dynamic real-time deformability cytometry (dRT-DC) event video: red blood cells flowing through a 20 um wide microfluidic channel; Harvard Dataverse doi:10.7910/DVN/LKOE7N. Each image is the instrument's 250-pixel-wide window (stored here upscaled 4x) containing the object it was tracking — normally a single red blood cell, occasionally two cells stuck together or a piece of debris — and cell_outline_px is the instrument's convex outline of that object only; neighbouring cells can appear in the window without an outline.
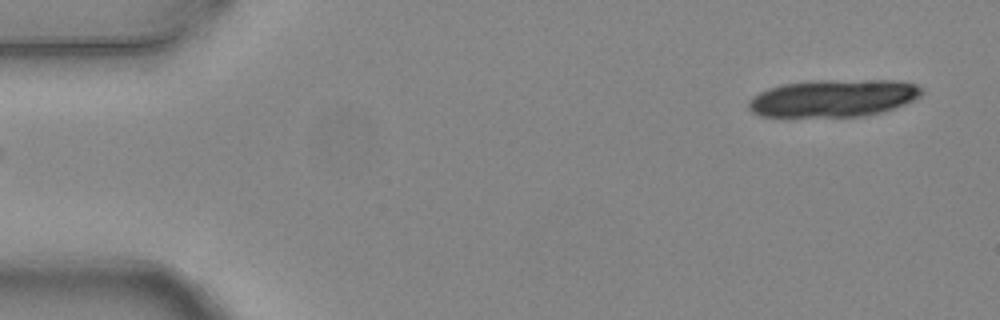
{"species": "common noctule bat (a hibernating species)", "species_latin": "Nyctalus noctula", "temperature_condition": "warm", "stored_images_in_passage": 6, "segment_of_instrument_passage": [2, 2], "camera_frame_rate_fps": 3000, "um_per_image_px": 0.085, "animal": {"sex": "female", "body_mass_g": 24.6, "forearm_length_mm": 56.2}, "frame": {"image": 1, "passage_image": 6, "time_ms": 1.667, "image_size_px": [1000, 320], "cell_outline_px": [[924, 92], [916, 100], [884, 112], [864, 116], [760, 116], [752, 112], [748, 108], [748, 100], [752, 96], [768, 88], [784, 84], [812, 80], [896, 80], [916, 84], [924, 88]], "centroid_in_image_um": [70.88, 8.33], "position_along_channel_um": 14.1, "area_um2": 38.09}}